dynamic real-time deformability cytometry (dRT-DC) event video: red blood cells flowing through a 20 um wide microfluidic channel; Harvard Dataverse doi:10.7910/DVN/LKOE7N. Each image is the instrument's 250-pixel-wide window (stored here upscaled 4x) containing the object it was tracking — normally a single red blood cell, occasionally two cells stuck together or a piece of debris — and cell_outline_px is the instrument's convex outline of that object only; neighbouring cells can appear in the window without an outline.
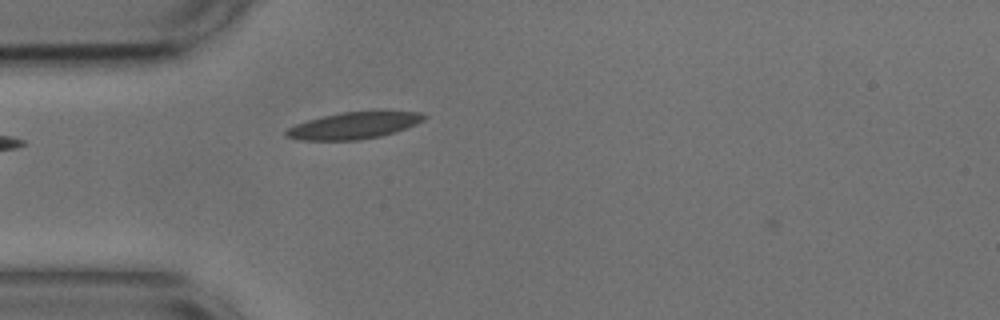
{"species": "common noctule bat (a hibernating species)", "species_latin": "Nyctalus noctula", "temperature_condition": "cold", "stored_images_in_passage": 6, "camera_frame_rate_fps": 3000, "um_per_image_px": 0.085, "animal": {"sex": "male", "body_mass_g": 17.9, "forearm_length_mm": 54.2}, "frame": {"image": 1, "passage_image": 2, "time_ms": 0.333, "image_size_px": [1000, 320], "cell_outline_px": [[428, 116], [424, 120], [416, 124], [396, 132], [380, 136], [356, 140], [300, 140], [284, 136], [284, 132], [288, 128], [296, 124], [308, 120], [324, 116], [344, 112], [420, 112]], "centroid_in_image_um": [30.06, 10.68], "position_along_channel_um": 54.9, "area_um2": 21.15}}